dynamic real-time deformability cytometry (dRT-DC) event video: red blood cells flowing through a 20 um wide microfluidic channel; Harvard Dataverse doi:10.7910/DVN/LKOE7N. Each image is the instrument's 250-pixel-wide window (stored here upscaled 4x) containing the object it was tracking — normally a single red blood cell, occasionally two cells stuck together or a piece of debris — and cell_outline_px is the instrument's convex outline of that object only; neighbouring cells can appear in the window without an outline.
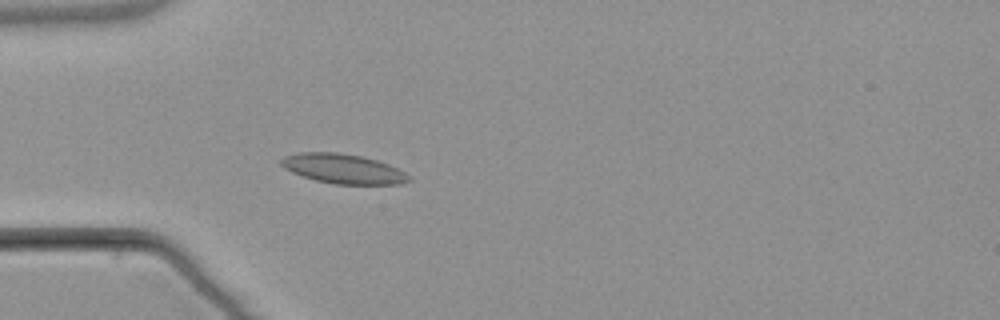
{"species": "common noctule bat (a hibernating species)", "species_latin": "Nyctalus noctula", "temperature_condition": "warm", "stored_images_in_passage": 4, "camera_frame_rate_fps": 3000, "um_per_image_px": 0.085, "animal": {"sex": "male", "body_mass_g": 21.5, "forearm_length_mm": 52.0}, "frame": {"image": 1, "passage_image": 4, "time_ms": 3.667, "image_size_px": [1000, 320], "cell_outline_px": [[412, 180], [400, 184], [332, 184], [316, 180], [292, 172], [284, 168], [280, 164], [280, 160], [284, 156], [296, 152], [336, 152], [360, 156], [376, 160], [388, 164], [412, 176]], "centroid_in_image_um": [29.16, 14.34], "position_along_channel_um": 55.8, "area_um2": 22.02}}